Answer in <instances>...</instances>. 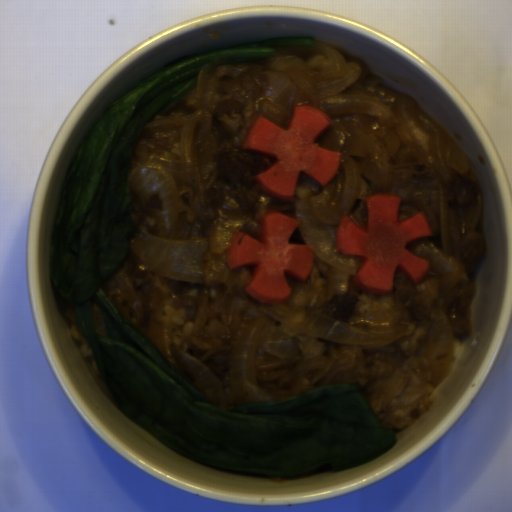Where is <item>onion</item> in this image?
Masks as SVG:
<instances>
[{
    "instance_id": "2",
    "label": "onion",
    "mask_w": 512,
    "mask_h": 512,
    "mask_svg": "<svg viewBox=\"0 0 512 512\" xmlns=\"http://www.w3.org/2000/svg\"><path fill=\"white\" fill-rule=\"evenodd\" d=\"M260 317L249 326L228 361L234 399L242 406L273 403L335 385L339 373L332 356L304 359L299 337L321 338L356 350L385 347L404 334L397 312L364 314L351 321L317 310L290 314L282 328Z\"/></svg>"
},
{
    "instance_id": "3",
    "label": "onion",
    "mask_w": 512,
    "mask_h": 512,
    "mask_svg": "<svg viewBox=\"0 0 512 512\" xmlns=\"http://www.w3.org/2000/svg\"><path fill=\"white\" fill-rule=\"evenodd\" d=\"M179 127L181 156L169 153L127 170L128 187L141 200L159 195L160 229L169 231L178 216L198 222L213 217L210 192L217 167L209 112H167L150 119L144 128Z\"/></svg>"
},
{
    "instance_id": "5",
    "label": "onion",
    "mask_w": 512,
    "mask_h": 512,
    "mask_svg": "<svg viewBox=\"0 0 512 512\" xmlns=\"http://www.w3.org/2000/svg\"><path fill=\"white\" fill-rule=\"evenodd\" d=\"M208 243L204 240L171 239L146 234L128 252L161 277L188 283L204 282L202 260Z\"/></svg>"
},
{
    "instance_id": "8",
    "label": "onion",
    "mask_w": 512,
    "mask_h": 512,
    "mask_svg": "<svg viewBox=\"0 0 512 512\" xmlns=\"http://www.w3.org/2000/svg\"><path fill=\"white\" fill-rule=\"evenodd\" d=\"M91 320L97 335L107 338L108 333L105 320L101 314L99 306L96 303L91 305Z\"/></svg>"
},
{
    "instance_id": "4",
    "label": "onion",
    "mask_w": 512,
    "mask_h": 512,
    "mask_svg": "<svg viewBox=\"0 0 512 512\" xmlns=\"http://www.w3.org/2000/svg\"><path fill=\"white\" fill-rule=\"evenodd\" d=\"M362 171L359 163L341 158L338 172L319 195L310 189L297 187L292 197L295 219L305 245L331 268L332 289L345 292L348 277H355L362 263L351 254H339L336 233L343 217L348 214L360 192Z\"/></svg>"
},
{
    "instance_id": "1",
    "label": "onion",
    "mask_w": 512,
    "mask_h": 512,
    "mask_svg": "<svg viewBox=\"0 0 512 512\" xmlns=\"http://www.w3.org/2000/svg\"><path fill=\"white\" fill-rule=\"evenodd\" d=\"M313 47L278 48L263 72L265 101L291 118L299 105H312L332 122L349 118L368 134L383 139L392 155L419 160L437 171L442 254L451 252L446 183L454 172L469 174L470 165L450 135L408 97L394 104L379 103L348 87L360 77L355 63L317 40Z\"/></svg>"
},
{
    "instance_id": "7",
    "label": "onion",
    "mask_w": 512,
    "mask_h": 512,
    "mask_svg": "<svg viewBox=\"0 0 512 512\" xmlns=\"http://www.w3.org/2000/svg\"><path fill=\"white\" fill-rule=\"evenodd\" d=\"M428 349L434 382H441L449 375L455 354L453 330L445 308L436 310Z\"/></svg>"
},
{
    "instance_id": "6",
    "label": "onion",
    "mask_w": 512,
    "mask_h": 512,
    "mask_svg": "<svg viewBox=\"0 0 512 512\" xmlns=\"http://www.w3.org/2000/svg\"><path fill=\"white\" fill-rule=\"evenodd\" d=\"M174 368L195 388L207 404L225 410L223 388L209 367L188 351L172 343Z\"/></svg>"
}]
</instances>
